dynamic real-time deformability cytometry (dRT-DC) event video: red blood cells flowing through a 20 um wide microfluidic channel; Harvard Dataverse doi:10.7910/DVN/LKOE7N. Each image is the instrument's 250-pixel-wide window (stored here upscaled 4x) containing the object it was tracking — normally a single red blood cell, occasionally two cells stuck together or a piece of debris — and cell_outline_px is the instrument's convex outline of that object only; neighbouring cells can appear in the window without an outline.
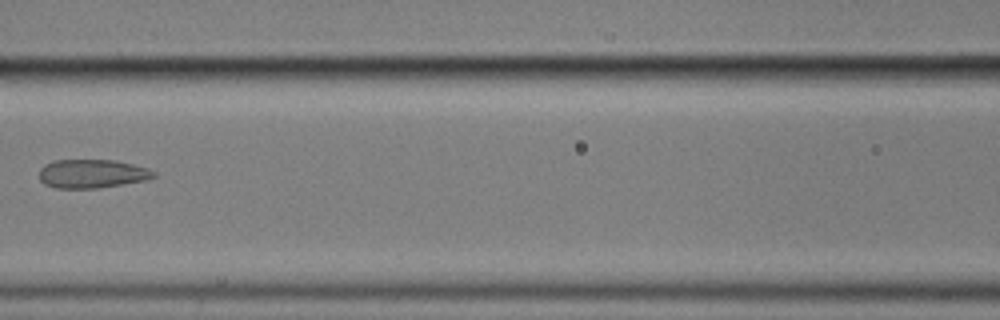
{"species": "common noctule bat (a hibernating species)", "species_latin": "Nyctalus noctula", "temperature_condition": "cold", "stored_images_in_passage": 8, "camera_frame_rate_fps": 3000, "um_per_image_px": 0.085, "animal": {"sex": "male", "body_mass_g": 17.9}, "frame": {"image": 1, "passage_image": 5, "time_ms": 5.0, "image_size_px": [1000, 320], "cell_outline_px": [[156, 176], [148, 180], [100, 188], [56, 188], [44, 184], [40, 180], [40, 168], [44, 164], [56, 160], [116, 160], [148, 168], [156, 172]], "centroid_in_image_um": [7.85, 14.77], "position_along_channel_um": 158.8, "area_um2": 19.31}}
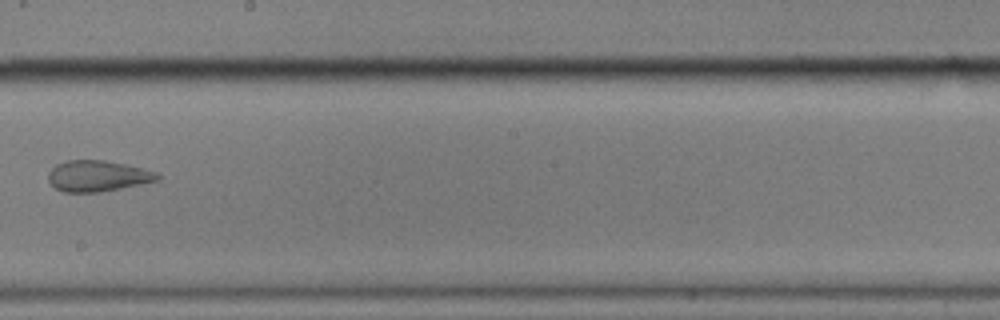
{"frame": {"image": 2, "passage_image": 7, "time_ms": 7.333, "image_size_px": [1000, 320], "cell_outline_px": [[160, 180], [100, 192], [64, 192], [56, 188], [48, 180], [48, 172], [56, 164], [68, 160], [104, 160], [124, 164], [156, 172], [160, 176]], "centroid_in_image_um": [8.28, 14.96], "position_along_channel_um": 239.9, "area_um2": 19.54}}
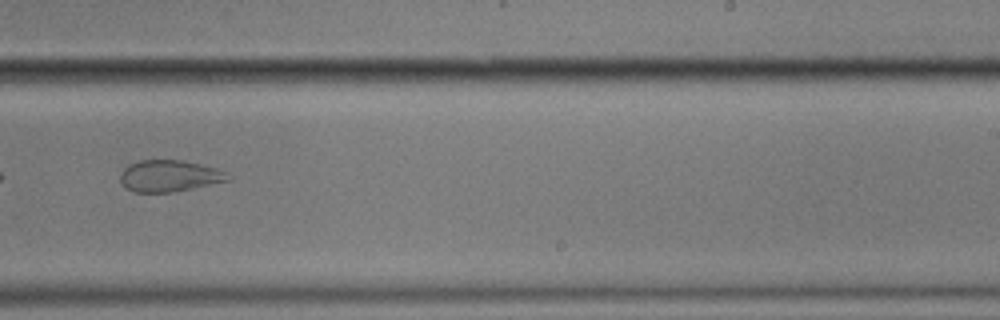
{"frame": {"image": 3, "passage_image": 8, "time_ms": 8.333, "image_size_px": [1000, 320], "cell_outline_px": [[232, 180], [172, 192], [132, 192], [120, 180], [120, 172], [128, 164], [140, 160], [180, 160], [200, 164], [216, 168], [224, 172]], "centroid_in_image_um": [14.37, 14.95], "position_along_channel_um": 274.6, "area_um2": 19.65}}